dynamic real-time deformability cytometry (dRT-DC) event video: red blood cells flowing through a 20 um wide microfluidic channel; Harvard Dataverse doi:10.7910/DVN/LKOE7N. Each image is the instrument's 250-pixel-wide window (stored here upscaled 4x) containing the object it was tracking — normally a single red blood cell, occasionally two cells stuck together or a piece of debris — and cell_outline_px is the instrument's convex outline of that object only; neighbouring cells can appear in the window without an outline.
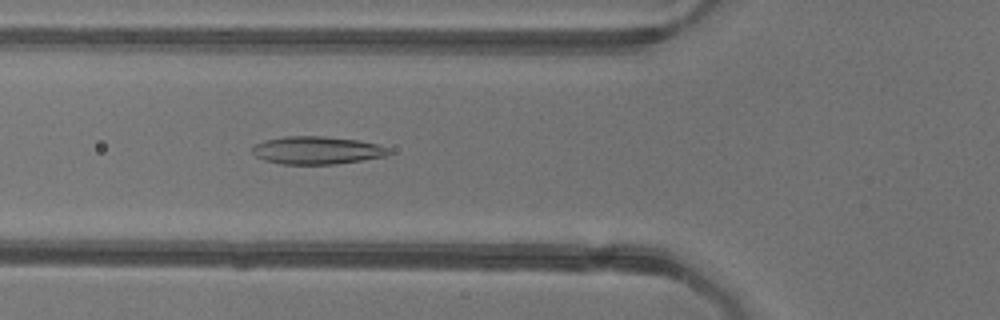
{"species": "common noctule bat (a hibernating species)", "species_latin": "Nyctalus noctula", "temperature_condition": "warm", "stored_images_in_passage": 47, "camera_frame_rate_fps": 3000, "um_per_image_px": 0.085, "animal": {"sex": "female"}, "frame": {"image": 1, "passage_image": 14, "time_ms": 4.333, "image_size_px": [1000, 320], "cell_outline_px": [[392, 152], [384, 156], [336, 164], [280, 164], [264, 160], [256, 156], [252, 152], [252, 148], [256, 144], [264, 140], [284, 136], [324, 136], [360, 140], [376, 144], [388, 148]], "centroid_in_image_um": [26.91, 12.77], "position_along_channel_um": 98.9, "area_um2": 22.08}}
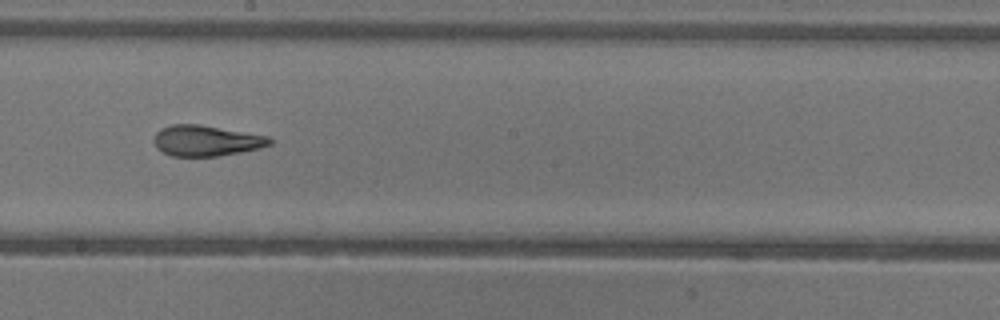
{"frame": {"image": 2, "passage_image": 24, "time_ms": 7.667, "image_size_px": [1000, 320], "cell_outline_px": [[272, 144], [260, 148], [240, 152], [216, 156], [172, 156], [156, 148], [156, 132], [160, 128], [172, 124], [200, 124], [268, 136], [272, 140]], "centroid_in_image_um": [17.55, 11.95], "position_along_channel_um": 230.7, "area_um2": 20.58}}
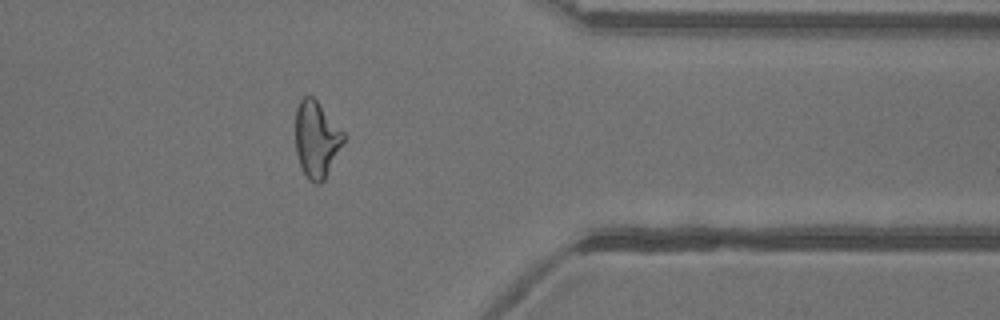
{"frame": {"image": 3, "passage_image": 37, "time_ms": 12.0, "image_size_px": [1000, 320], "cell_outline_px": [[344, 140], [324, 180], [320, 184], [316, 184], [308, 180], [300, 164], [296, 152], [296, 108], [300, 100], [304, 96], [312, 96], [316, 100], [344, 132]], "centroid_in_image_um": [26.89, 11.84], "position_along_channel_um": 384.5, "area_um2": 21.04}, "authors_computed_cell_mechanics": {"area_um2": 22.0796, "velocity_mm_per_s": 3.9368, "shape_relaxation_time_tau1_ms": null, "shape_relaxation_time_tau2_ms": 1.8146, "deformation_change_tau1": null, "deformation_change_tau2": 0.1011}}